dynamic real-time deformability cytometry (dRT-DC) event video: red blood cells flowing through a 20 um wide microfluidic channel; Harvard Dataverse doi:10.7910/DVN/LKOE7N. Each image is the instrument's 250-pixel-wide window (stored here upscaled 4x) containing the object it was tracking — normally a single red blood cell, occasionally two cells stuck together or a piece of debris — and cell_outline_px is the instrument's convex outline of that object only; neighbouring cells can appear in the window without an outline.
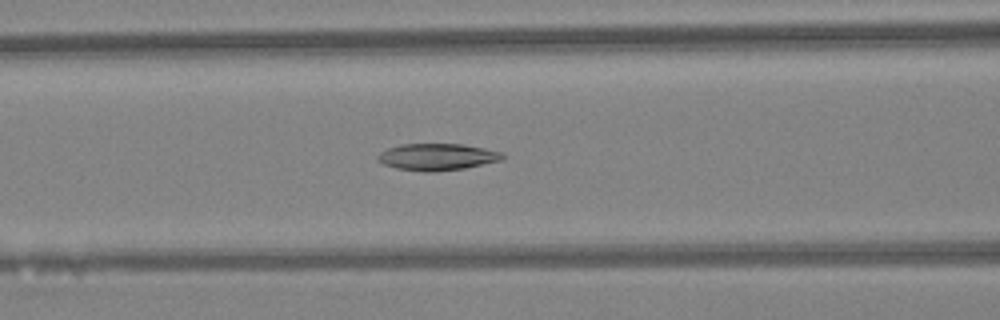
{"species": "Egyptian fruit bat (a non-hibernating species)", "species_latin": "Rousettus aegyptiacus", "temperature_condition": "warm", "stored_images_in_passage": 42, "camera_frame_rate_fps": 3000, "um_per_image_px": 0.085, "animal": {"sex": "female"}, "frame": {"image": 1, "passage_image": 14, "time_ms": 4.333, "image_size_px": [1000, 320], "cell_outline_px": [[504, 156], [500, 160], [464, 168], [432, 172], [424, 172], [396, 168], [384, 164], [376, 160], [376, 156], [380, 152], [388, 148], [404, 144], [460, 144], [484, 148], [504, 152]], "centroid_in_image_um": [37.13, 13.34], "position_along_channel_um": 129.5, "area_um2": 19.36}}
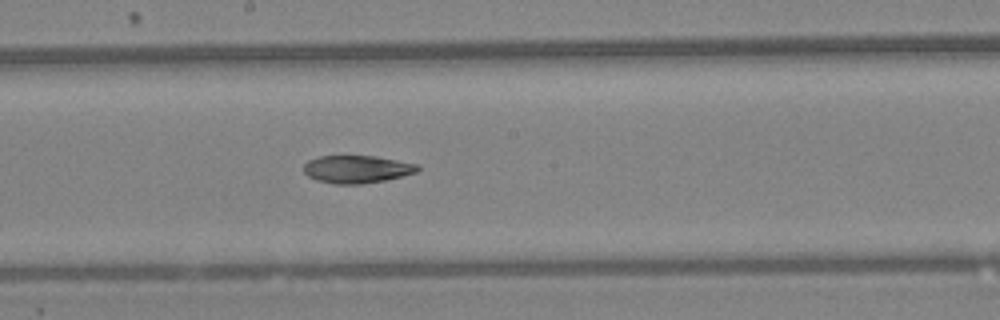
{"frame": {"image": 2, "passage_image": 20, "time_ms": 6.333, "image_size_px": [1000, 320], "cell_outline_px": [[420, 168], [416, 172], [388, 180], [364, 184], [336, 184], [316, 180], [308, 176], [304, 172], [304, 164], [308, 160], [320, 156], [376, 156], [420, 164]], "centroid_in_image_um": [30.36, 14.38], "position_along_channel_um": 217.8, "area_um2": 18.55}}
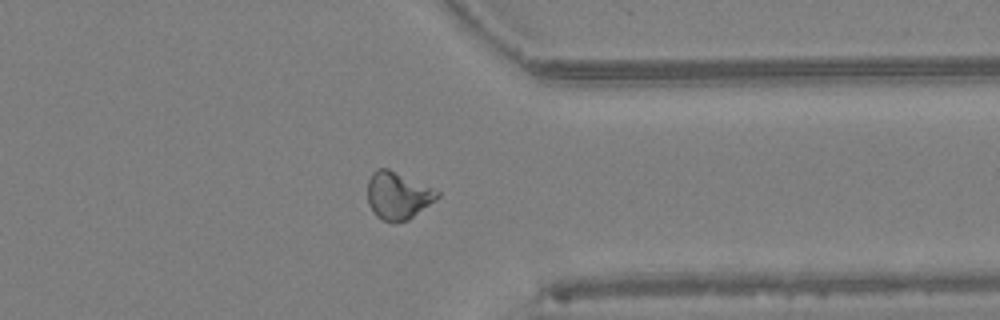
{"frame": {"image": 3, "passage_image": 31, "time_ms": 10.0, "image_size_px": [1000, 320], "cell_outline_px": [[440, 196], [408, 220], [384, 220], [376, 216], [372, 212], [368, 204], [368, 180], [372, 172], [376, 168], [388, 168], [440, 192]], "centroid_in_image_um": [33.78, 16.6], "position_along_channel_um": 377.6, "area_um2": 18.84}, "authors_computed_cell_mechanics": {"area_um2": 19.1607, "velocity_mm_per_s": 4.4615, "shape_relaxation_time_tau1_ms": 10.021, "shape_relaxation_time_tau2_ms": null, "deformation_change_tau1": 0.2107, "deformation_change_tau2": null}}